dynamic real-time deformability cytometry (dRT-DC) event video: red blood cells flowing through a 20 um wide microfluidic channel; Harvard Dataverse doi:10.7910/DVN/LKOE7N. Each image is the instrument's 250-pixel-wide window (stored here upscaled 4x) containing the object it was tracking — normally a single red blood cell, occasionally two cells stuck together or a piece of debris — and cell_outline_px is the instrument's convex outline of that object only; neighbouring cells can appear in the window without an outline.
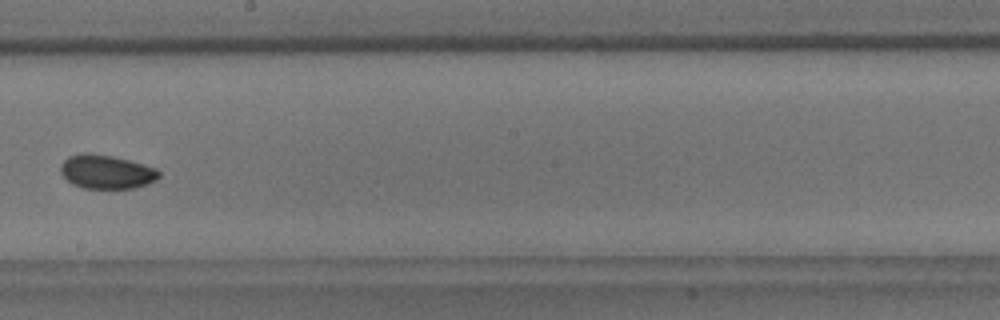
{"species": "common noctule bat (a hibernating species)", "species_latin": "Nyctalus noctula", "temperature_condition": "room temperature", "stored_images_in_passage": 9, "camera_frame_rate_fps": 3000, "um_per_image_px": 0.085, "animal": {"sex": "male", "body_mass_g": 18.8}, "frame": {"image": 1, "passage_image": 9, "time_ms": 10.0, "image_size_px": [1000, 320], "cell_outline_px": [[160, 176], [156, 180], [148, 184], [132, 188], [84, 188], [72, 184], [60, 172], [60, 164], [68, 156], [80, 152], [88, 152], [112, 156], [128, 160], [156, 168], [160, 172]], "centroid_in_image_um": [9.02, 14.59], "position_along_channel_um": 239.2, "area_um2": 19.48}}